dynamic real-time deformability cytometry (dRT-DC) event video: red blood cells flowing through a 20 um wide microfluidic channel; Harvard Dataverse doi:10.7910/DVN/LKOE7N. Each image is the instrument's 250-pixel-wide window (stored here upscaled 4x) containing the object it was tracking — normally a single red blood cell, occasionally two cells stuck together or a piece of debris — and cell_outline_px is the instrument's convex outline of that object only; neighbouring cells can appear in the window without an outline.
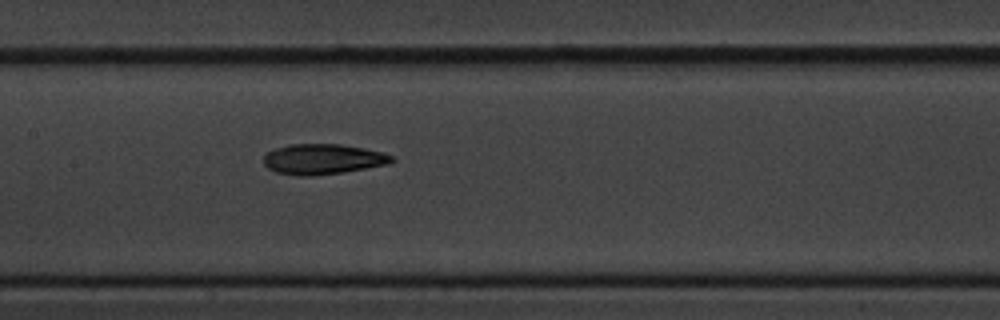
{"species": "common noctule bat (a hibernating species)", "species_latin": "Nyctalus noctula", "temperature_condition": "cold", "stored_images_in_passage": 8, "camera_frame_rate_fps": 3000, "um_per_image_px": 0.085, "animal": {"sex": "male", "body_mass_g": 20.1, "forearm_length_mm": 53.5}, "frame": {"image": 1, "passage_image": 8, "time_ms": 9.0, "image_size_px": [1000, 320], "cell_outline_px": [[396, 160], [388, 164], [340, 172], [312, 176], [300, 176], [276, 172], [268, 168], [264, 164], [264, 156], [268, 152], [276, 148], [288, 144], [340, 144], [364, 148], [384, 152], [392, 156]], "centroid_in_image_um": [27.44, 13.52], "position_along_channel_um": 180.0, "area_um2": 22.54}}